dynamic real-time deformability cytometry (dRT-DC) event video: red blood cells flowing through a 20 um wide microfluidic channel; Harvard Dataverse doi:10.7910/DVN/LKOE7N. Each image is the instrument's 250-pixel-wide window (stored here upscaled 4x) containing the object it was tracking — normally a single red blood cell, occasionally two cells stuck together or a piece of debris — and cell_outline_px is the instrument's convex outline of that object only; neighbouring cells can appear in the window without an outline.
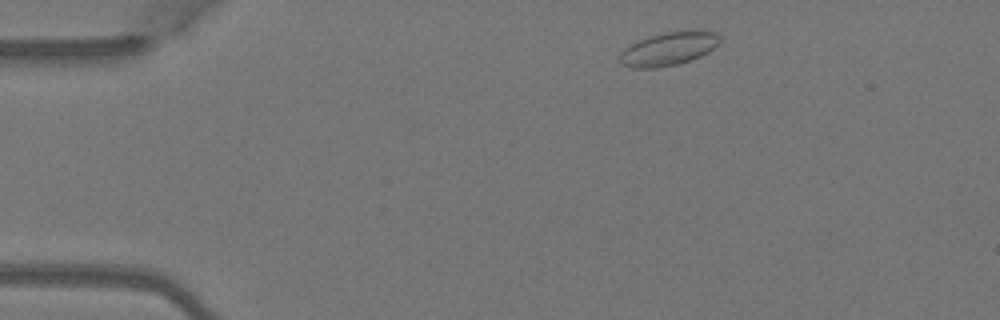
{"species": "Egyptian fruit bat (a non-hibernating species)", "species_latin": "Rousettus aegyptiacus", "temperature_condition": "warm", "stored_images_in_passage": 2, "camera_frame_rate_fps": 3000, "um_per_image_px": 0.085, "animal": {"sex": "female"}, "frame": {"image": 1, "passage_image": 1, "time_ms": 0.0, "image_size_px": [1000, 320], "cell_outline_px": [[720, 40], [708, 52], [692, 60], [680, 64], [656, 68], [632, 68], [620, 64], [616, 60], [620, 52], [624, 48], [648, 36], [664, 32], [692, 28], [716, 32], [720, 36]], "centroid_in_image_um": [56.81, 4.13], "position_along_channel_um": 28.2, "area_um2": 20.06}}